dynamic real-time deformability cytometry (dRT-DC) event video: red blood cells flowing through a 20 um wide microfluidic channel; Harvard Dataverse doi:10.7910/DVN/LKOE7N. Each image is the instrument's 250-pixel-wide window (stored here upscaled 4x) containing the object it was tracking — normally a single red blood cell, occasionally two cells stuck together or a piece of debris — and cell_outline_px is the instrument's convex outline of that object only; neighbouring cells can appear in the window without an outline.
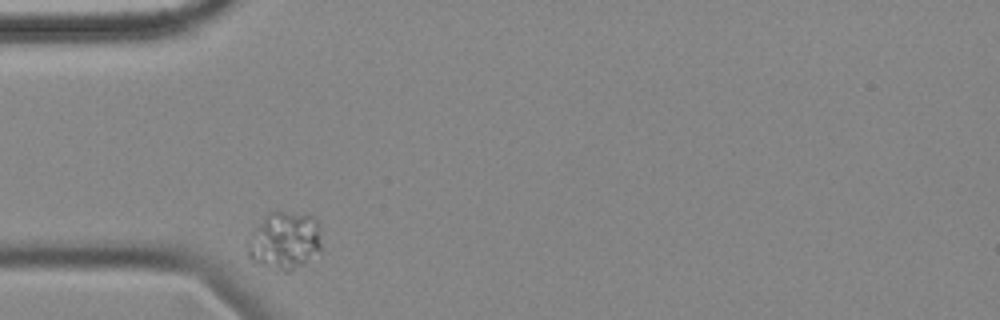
{"species": "common noctule bat (a hibernating species)", "species_latin": "Nyctalus noctula", "temperature_condition": "cold", "stored_images_in_passage": 28, "camera_frame_rate_fps": 3000, "um_per_image_px": 0.085, "animal": {"sex": "female", "body_mass_g": 18.4}, "frame": {"image": 1, "passage_image": 1, "time_ms": 0.0, "image_size_px": [1000, 320], "cell_outline_px": [[320, 252], [304, 264], [288, 272], [284, 272], [252, 260], [248, 256], [248, 240], [256, 228], [268, 212], [276, 208], [312, 216], [316, 220], [320, 236]], "centroid_in_image_um": [24.2, 20.42], "position_along_channel_um": 60.8, "area_um2": 24.85}}
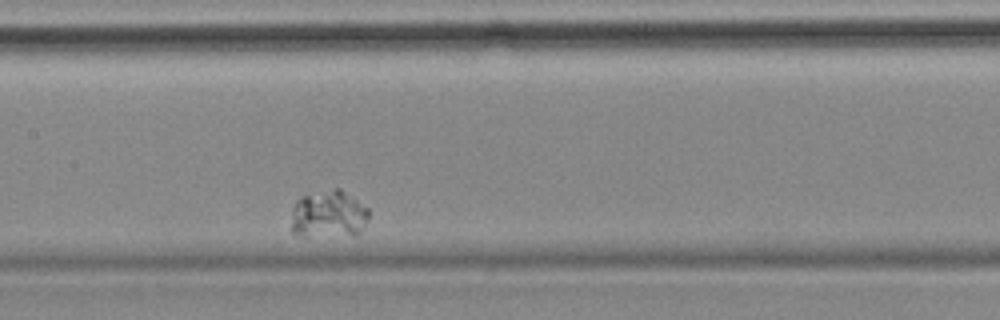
{"frame": {"image": 2, "passage_image": 14, "time_ms": 4.333, "image_size_px": [1000, 320], "cell_outline_px": [[368, 216], [360, 232], [356, 236], [352, 236], [292, 232], [292, 208], [296, 200], [300, 196], [336, 188], [340, 188], [368, 208]], "centroid_in_image_um": [27.95, 18.17], "position_along_channel_um": 179.4, "area_um2": 20.92}}
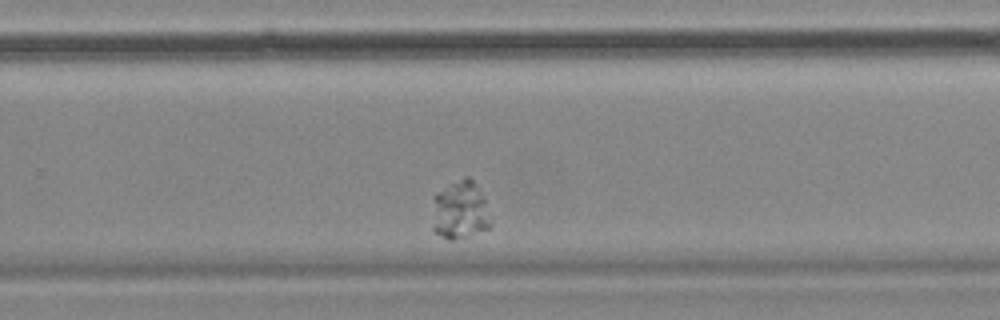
{"frame": {"image": 3, "passage_image": 25, "time_ms": 8.0, "image_size_px": [1000, 320], "cell_outline_px": [[492, 224], [488, 228], [452, 240], [448, 240], [436, 232], [432, 228], [432, 196], [436, 192], [464, 176], [468, 176], [480, 188], [484, 196]], "centroid_in_image_um": [39.08, 17.83], "position_along_channel_um": 290.7, "area_um2": 20.06}}